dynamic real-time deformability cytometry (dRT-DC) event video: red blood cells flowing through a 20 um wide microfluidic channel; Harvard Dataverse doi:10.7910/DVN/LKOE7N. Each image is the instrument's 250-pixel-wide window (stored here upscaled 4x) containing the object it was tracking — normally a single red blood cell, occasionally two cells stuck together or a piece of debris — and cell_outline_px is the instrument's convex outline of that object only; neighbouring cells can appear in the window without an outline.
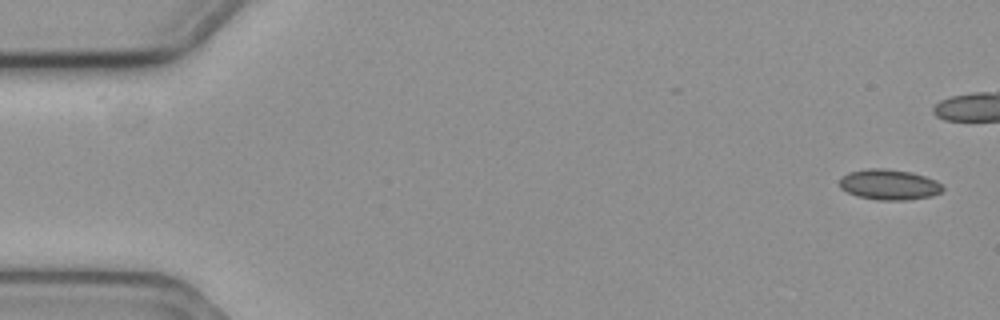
{"species": "common noctule bat (a hibernating species)", "species_latin": "Nyctalus noctula", "temperature_condition": "cold", "stored_images_in_passage": 13, "camera_frame_rate_fps": 3000, "um_per_image_px": 0.085, "animal": {"sex": "female", "body_mass_g": 19.3, "forearm_length_mm": 54.1}, "frame": {"image": 1, "passage_image": 1, "time_ms": 0.0, "image_size_px": [1000, 320], "cell_outline_px": [[944, 188], [940, 192], [932, 196], [908, 200], [876, 200], [856, 196], [840, 188], [840, 180], [848, 172], [868, 168], [880, 168], [912, 172], [936, 180]], "centroid_in_image_um": [75.57, 15.7], "position_along_channel_um": 9.4, "area_um2": 18.32}}